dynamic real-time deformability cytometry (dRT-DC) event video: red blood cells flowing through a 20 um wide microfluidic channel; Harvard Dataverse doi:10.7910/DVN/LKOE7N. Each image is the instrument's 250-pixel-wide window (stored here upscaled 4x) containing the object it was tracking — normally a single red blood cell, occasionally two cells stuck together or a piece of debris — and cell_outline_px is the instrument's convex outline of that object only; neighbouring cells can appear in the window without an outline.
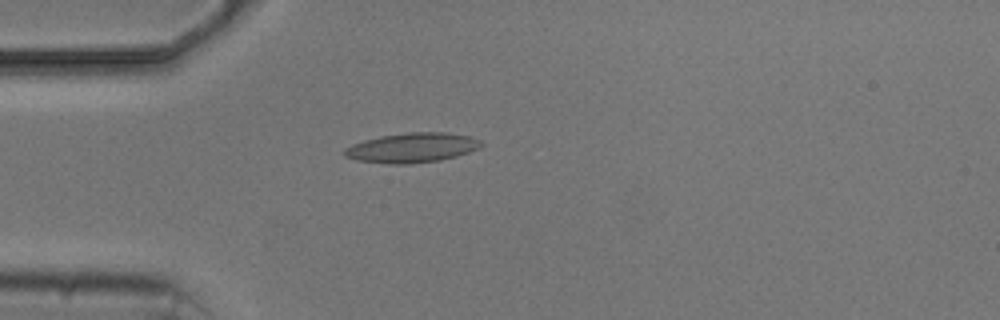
{"species": "common noctule bat (a hibernating species)", "species_latin": "Nyctalus noctula", "temperature_condition": "cold", "stored_images_in_passage": 1, "camera_frame_rate_fps": 3000, "um_per_image_px": 0.085, "animal": {"sex": "male", "body_mass_g": 20.5, "forearm_length_mm": 52.5}, "frame": {"image": 1, "passage_image": 1, "time_ms": 0.0, "image_size_px": [1000, 320], "cell_outline_px": [[484, 144], [480, 148], [456, 156], [440, 160], [408, 164], [388, 164], [356, 160], [344, 156], [344, 148], [352, 144], [364, 140], [380, 136], [408, 132], [444, 132], [468, 136], [480, 140]], "centroid_in_image_um": [35.01, 12.56], "position_along_channel_um": 50.0, "area_um2": 23.7}}